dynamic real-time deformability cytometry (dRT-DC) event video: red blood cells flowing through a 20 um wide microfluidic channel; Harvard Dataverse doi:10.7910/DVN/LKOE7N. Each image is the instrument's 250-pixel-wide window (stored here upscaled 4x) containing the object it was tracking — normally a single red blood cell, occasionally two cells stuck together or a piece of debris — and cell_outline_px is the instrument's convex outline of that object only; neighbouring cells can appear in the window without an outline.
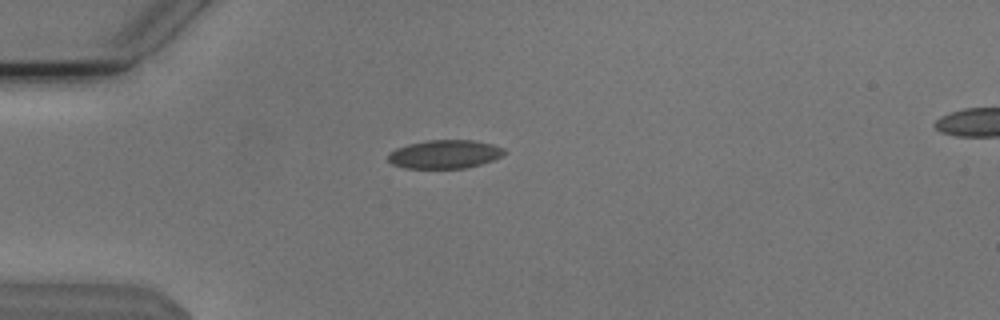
{"species": "Egyptian fruit bat (a non-hibernating species)", "species_latin": "Rousettus aegyptiacus", "temperature_condition": "cold", "stored_images_in_passage": 3, "camera_frame_rate_fps": 3000, "um_per_image_px": 0.085, "animal": {"sex": "male"}, "frame": {"image": 1, "passage_image": 1, "time_ms": 0.0, "image_size_px": [1000, 320], "cell_outline_px": [[508, 152], [492, 160], [480, 164], [464, 168], [404, 168], [392, 164], [388, 160], [388, 152], [396, 148], [408, 144], [428, 140], [472, 140], [492, 144], [504, 148]], "centroid_in_image_um": [37.78, 13.1], "position_along_channel_um": 47.2, "area_um2": 19.31}}